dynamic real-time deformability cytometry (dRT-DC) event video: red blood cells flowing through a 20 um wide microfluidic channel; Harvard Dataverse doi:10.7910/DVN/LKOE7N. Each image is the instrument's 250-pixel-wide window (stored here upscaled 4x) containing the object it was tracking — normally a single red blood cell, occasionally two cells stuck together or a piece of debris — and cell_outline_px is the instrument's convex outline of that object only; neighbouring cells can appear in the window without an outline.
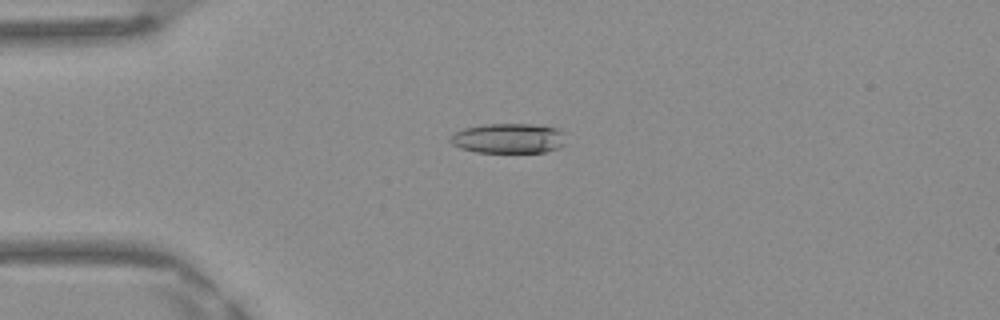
{"species": "Egyptian fruit bat (a non-hibernating species)", "species_latin": "Rousettus aegyptiacus", "temperature_condition": "warm", "stored_images_in_passage": 46, "camera_frame_rate_fps": 3000, "um_per_image_px": 0.085, "frame": {"image": 1, "passage_image": 10, "time_ms": 3.0, "image_size_px": [1000, 320], "cell_outline_px": [[564, 144], [560, 148], [544, 152], [476, 152], [460, 148], [452, 144], [448, 140], [448, 136], [464, 128], [488, 124], [532, 124], [560, 128], [564, 132]], "centroid_in_image_um": [43.23, 11.76], "position_along_channel_um": 41.8, "area_um2": 20.35}}
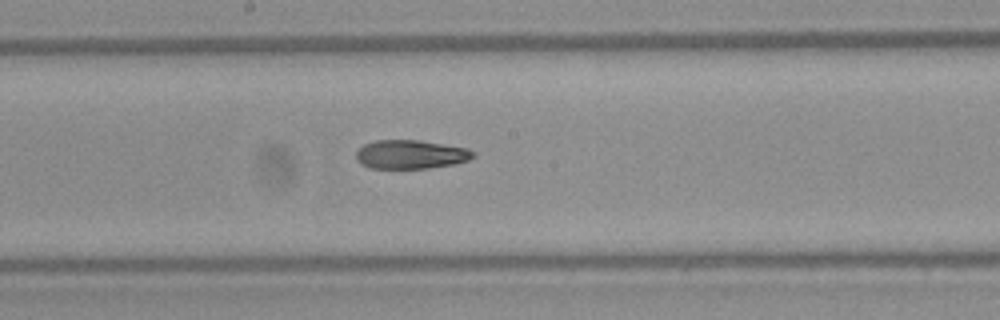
{"frame": {"image": 2, "passage_image": 24, "time_ms": 7.667, "image_size_px": [1000, 320], "cell_outline_px": [[476, 156], [468, 160], [452, 164], [428, 168], [372, 168], [360, 164], [356, 160], [356, 152], [364, 144], [376, 140], [420, 140], [468, 148], [476, 152]], "centroid_in_image_um": [34.92, 13.12], "position_along_channel_um": 213.3, "area_um2": 19.71}}
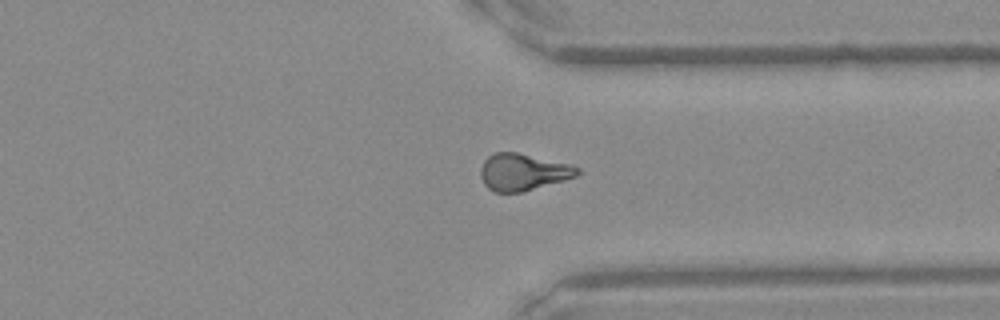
{"frame": {"image": 3, "passage_image": 35, "time_ms": 11.333, "image_size_px": [1000, 320], "cell_outline_px": [[584, 172], [576, 176], [564, 180], [524, 192], [492, 192], [484, 184], [480, 176], [480, 168], [484, 160], [488, 156], [496, 152], [516, 152], [572, 164], [580, 168]], "centroid_in_image_um": [44.48, 14.62], "position_along_channel_um": 366.9, "area_um2": 21.1}, "authors_computed_cell_mechanics": {"area_um2": 20.5768, "velocity_mm_per_s": 4.1994, "shape_relaxation_time_tau1_ms": null, "shape_relaxation_time_tau2_ms": 6.1354, "deformation_change_tau1": null, "deformation_change_tau2": 0.1846}}